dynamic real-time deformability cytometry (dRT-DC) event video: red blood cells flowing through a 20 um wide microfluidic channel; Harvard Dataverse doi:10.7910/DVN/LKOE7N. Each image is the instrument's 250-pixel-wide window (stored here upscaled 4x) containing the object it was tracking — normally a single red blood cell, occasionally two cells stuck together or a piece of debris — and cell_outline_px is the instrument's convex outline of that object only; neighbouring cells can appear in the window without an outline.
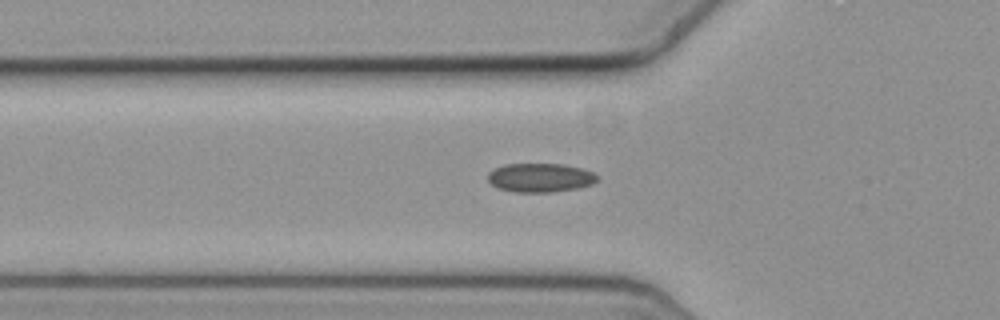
{"species": "common noctule bat (a hibernating species)", "species_latin": "Nyctalus noctula", "temperature_condition": "cold", "stored_images_in_passage": 40, "camera_frame_rate_fps": 3000, "um_per_image_px": 0.085, "animal": {"sex": "female", "body_mass_g": 19.3, "forearm_length_mm": 54.1}, "frame": {"image": 1, "passage_image": 2, "time_ms": 0.333, "image_size_px": [1000, 320], "cell_outline_px": [[596, 180], [592, 184], [580, 188], [552, 192], [512, 192], [496, 188], [488, 180], [488, 172], [492, 168], [504, 164], [564, 164], [580, 168], [592, 172], [596, 176]], "centroid_in_image_um": [45.86, 15.1], "position_along_channel_um": 79.9, "area_um2": 18.55}}
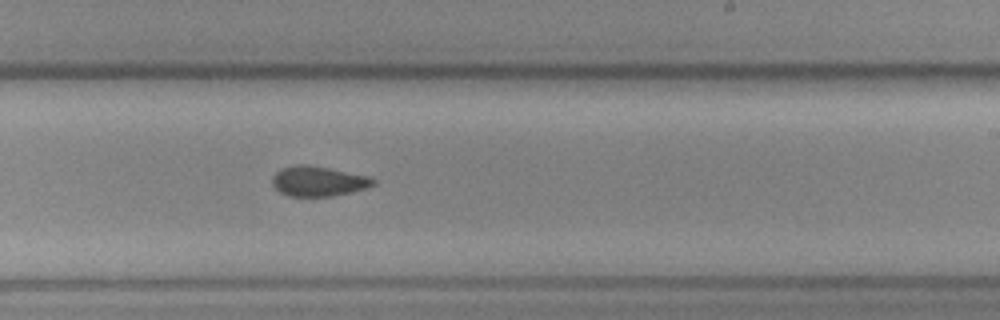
{"frame": {"image": 2, "passage_image": 17, "time_ms": 5.333, "image_size_px": [1000, 320], "cell_outline_px": [[376, 184], [368, 188], [352, 192], [332, 196], [288, 196], [280, 192], [272, 184], [272, 176], [280, 168], [300, 164], [308, 164], [372, 176], [376, 180]], "centroid_in_image_um": [27.1, 15.39], "position_along_channel_um": 261.9, "area_um2": 17.98}}
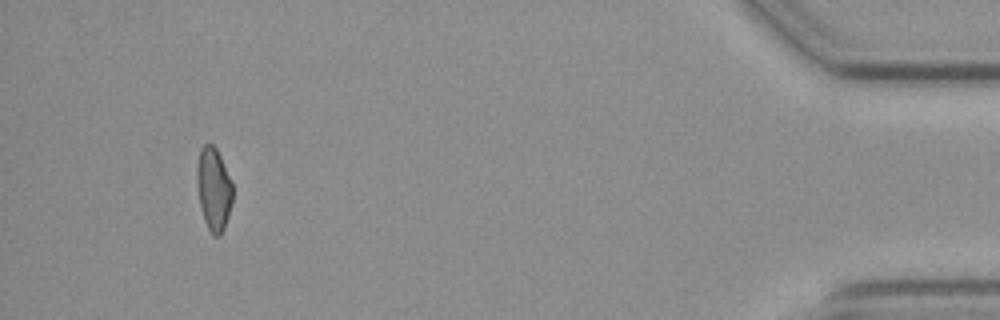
{"frame": {"image": 3, "passage_image": 36, "time_ms": 11.667, "image_size_px": [1000, 320], "cell_outline_px": [[232, 200], [228, 216], [224, 228], [220, 236], [212, 236], [204, 220], [200, 208], [196, 184], [196, 164], [200, 148], [204, 144], [212, 144], [216, 148], [232, 180]], "centroid_in_image_um": [18.14, 16.06], "position_along_channel_um": 417.1, "area_um2": 17.57}, "authors_computed_cell_mechanics": {"area_um2": 17.8024, "velocity_mm_per_s": 3.6348, "shape_relaxation_time_tau1_ms": null, "shape_relaxation_time_tau2_ms": 7.0964, "deformation_change_tau1": null, "deformation_change_tau2": 0.1043}}